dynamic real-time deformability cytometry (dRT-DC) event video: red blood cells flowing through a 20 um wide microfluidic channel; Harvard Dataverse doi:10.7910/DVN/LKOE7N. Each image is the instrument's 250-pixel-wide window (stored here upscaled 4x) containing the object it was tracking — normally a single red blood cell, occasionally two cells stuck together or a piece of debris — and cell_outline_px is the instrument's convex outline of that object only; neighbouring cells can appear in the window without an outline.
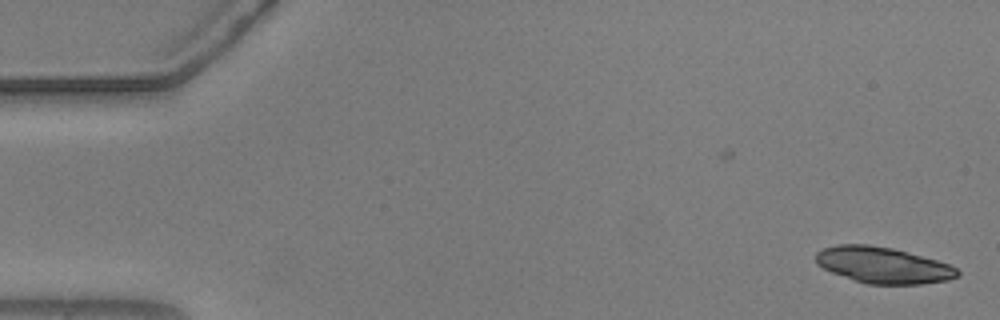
{"species": "common noctule bat (a hibernating species)", "species_latin": "Nyctalus noctula", "temperature_condition": "warm", "stored_images_in_passage": 4, "camera_frame_rate_fps": 3000, "um_per_image_px": 0.085, "animal": {"sex": "male", "body_mass_g": 20.5, "forearm_length_mm": 52.5}, "frame": {"image": 1, "passage_image": 1, "time_ms": 0.0, "image_size_px": [1000, 320], "cell_outline_px": [[960, 272], [956, 276], [948, 280], [920, 284], [868, 284], [832, 272], [816, 264], [816, 252], [824, 248], [836, 244], [868, 244], [892, 248], [908, 252], [936, 260], [948, 264], [956, 268]], "centroid_in_image_um": [75.04, 22.53], "position_along_channel_um": 10.0, "area_um2": 29.59}}